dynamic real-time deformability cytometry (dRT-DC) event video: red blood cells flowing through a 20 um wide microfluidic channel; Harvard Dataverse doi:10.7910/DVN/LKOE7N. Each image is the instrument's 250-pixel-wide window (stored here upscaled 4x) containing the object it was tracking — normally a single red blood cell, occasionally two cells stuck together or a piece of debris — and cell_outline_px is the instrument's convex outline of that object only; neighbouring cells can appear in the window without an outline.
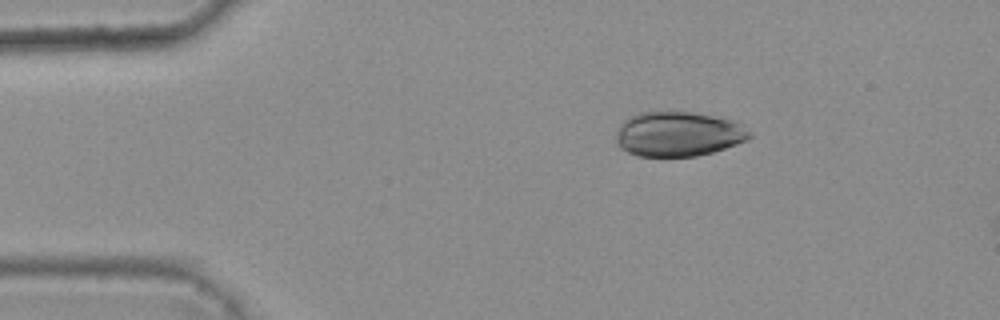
{"species": "common noctule bat (a hibernating species)", "species_latin": "Nyctalus noctula", "temperature_condition": "warm", "stored_images_in_passage": 2, "camera_frame_rate_fps": 3000, "um_per_image_px": 0.085, "animal": {"sex": "female", "body_mass_g": 25.1}, "frame": {"image": 1, "passage_image": 1, "time_ms": 0.0, "image_size_px": [1000, 320], "cell_outline_px": [[752, 136], [748, 140], [712, 152], [696, 156], [640, 156], [628, 152], [620, 148], [616, 144], [616, 132], [620, 124], [624, 120], [640, 112], [692, 112], [736, 120], [752, 132]], "centroid_in_image_um": [57.67, 11.39], "position_along_channel_um": 27.3, "area_um2": 34.97}}